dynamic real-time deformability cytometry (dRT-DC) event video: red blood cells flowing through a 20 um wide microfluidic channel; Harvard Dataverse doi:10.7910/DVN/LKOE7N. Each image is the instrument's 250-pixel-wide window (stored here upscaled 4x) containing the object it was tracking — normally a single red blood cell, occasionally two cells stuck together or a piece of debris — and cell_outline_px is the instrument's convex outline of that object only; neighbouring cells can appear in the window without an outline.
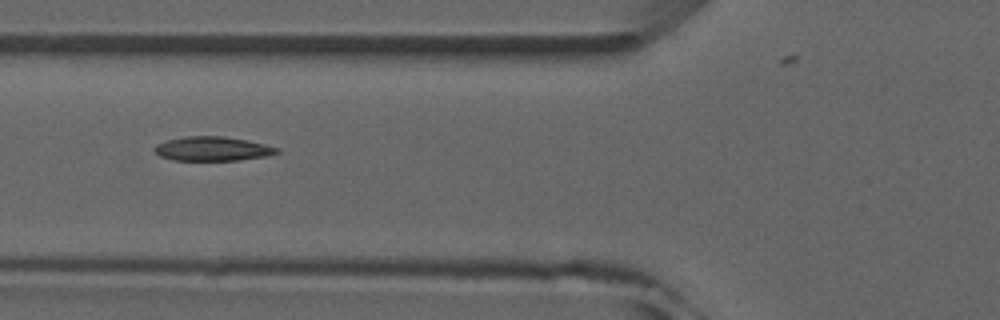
{"species": "common noctule bat (a hibernating species)", "species_latin": "Nyctalus noctula", "temperature_condition": "room temperature", "stored_images_in_passage": 6, "camera_frame_rate_fps": 3000, "um_per_image_px": 0.085, "animal": {"sex": "male", "forearm_length_mm": 52.5}, "frame": {"image": 1, "passage_image": 5, "time_ms": 6.0, "image_size_px": [1000, 320], "cell_outline_px": [[280, 152], [264, 156], [236, 160], [172, 160], [160, 156], [152, 148], [156, 144], [168, 140], [184, 136], [224, 136], [248, 140], [280, 148]], "centroid_in_image_um": [18.05, 12.63], "position_along_channel_um": 107.8, "area_um2": 17.22}}